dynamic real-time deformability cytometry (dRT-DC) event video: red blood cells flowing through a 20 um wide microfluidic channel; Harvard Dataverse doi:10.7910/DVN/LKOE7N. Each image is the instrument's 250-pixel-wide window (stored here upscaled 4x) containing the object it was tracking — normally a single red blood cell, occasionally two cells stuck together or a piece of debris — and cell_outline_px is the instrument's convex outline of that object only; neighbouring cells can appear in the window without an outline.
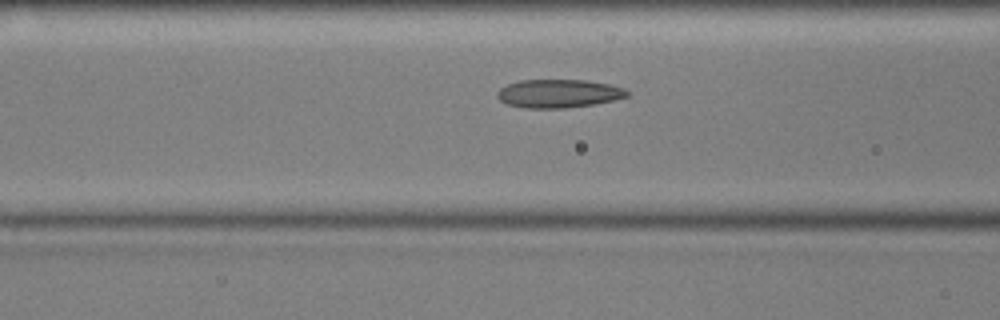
{"species": "common noctule bat (a hibernating species)", "species_latin": "Nyctalus noctula", "temperature_condition": "cold", "stored_images_in_passage": 44, "camera_frame_rate_fps": 3000, "um_per_image_px": 0.085, "animal": {"sex": "male", "body_mass_g": 17.9, "forearm_length_mm": 54.2}, "frame": {"image": 1, "passage_image": 16, "time_ms": 5.0, "image_size_px": [1000, 320], "cell_outline_px": [[628, 96], [616, 100], [592, 104], [564, 108], [524, 108], [508, 104], [500, 100], [496, 96], [496, 92], [500, 88], [508, 84], [520, 80], [584, 80], [608, 84], [624, 88], [628, 92]], "centroid_in_image_um": [47.46, 7.95], "position_along_channel_um": 119.1, "area_um2": 21.39}}
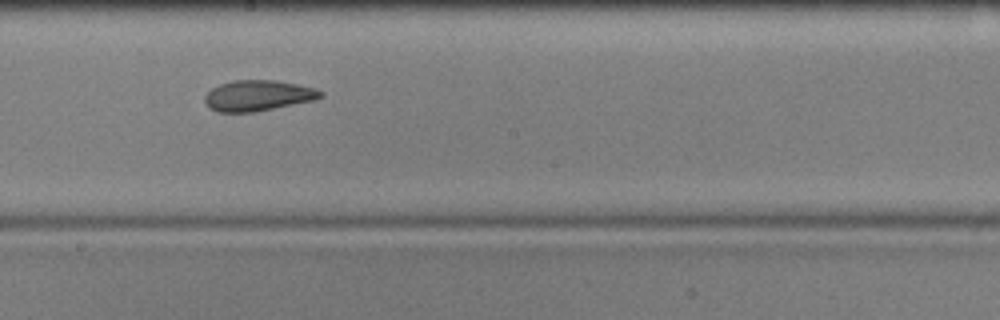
{"frame": {"image": 2, "passage_image": 25, "time_ms": 8.0, "image_size_px": [1000, 320], "cell_outline_px": [[324, 96], [316, 100], [256, 112], [216, 112], [208, 108], [204, 104], [204, 96], [216, 84], [236, 80], [276, 80], [316, 88], [324, 92]], "centroid_in_image_um": [21.92, 8.13], "position_along_channel_um": 226.3, "area_um2": 21.15}}
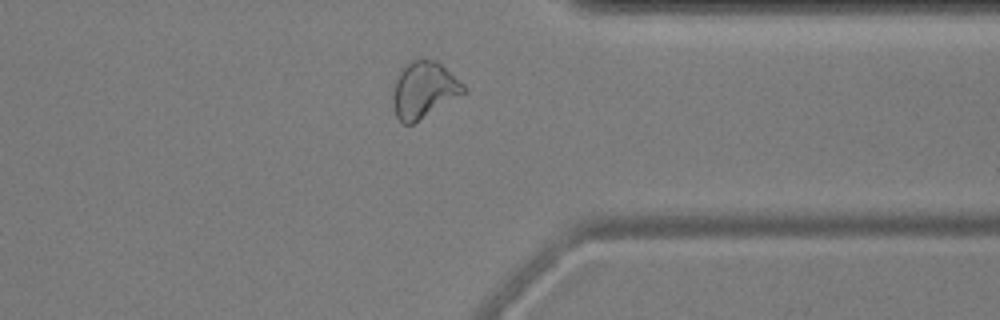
{"frame": {"image": 3, "passage_image": 38, "time_ms": 12.333, "image_size_px": [1000, 320], "cell_outline_px": [[468, 92], [412, 124], [404, 124], [396, 116], [392, 104], [392, 88], [400, 68], [408, 60], [420, 56], [436, 60], [464, 84]], "centroid_in_image_um": [36.01, 7.59], "position_along_channel_um": 375.4, "area_um2": 23.93}, "authors_computed_cell_mechanics": {"area_um2": 21.3282, "velocity_mm_per_s": 3.5704, "shape_relaxation_time_tau1_ms": null, "shape_relaxation_time_tau2_ms": 2.3844, "deformation_change_tau1": null, "deformation_change_tau2": 0.0929}}